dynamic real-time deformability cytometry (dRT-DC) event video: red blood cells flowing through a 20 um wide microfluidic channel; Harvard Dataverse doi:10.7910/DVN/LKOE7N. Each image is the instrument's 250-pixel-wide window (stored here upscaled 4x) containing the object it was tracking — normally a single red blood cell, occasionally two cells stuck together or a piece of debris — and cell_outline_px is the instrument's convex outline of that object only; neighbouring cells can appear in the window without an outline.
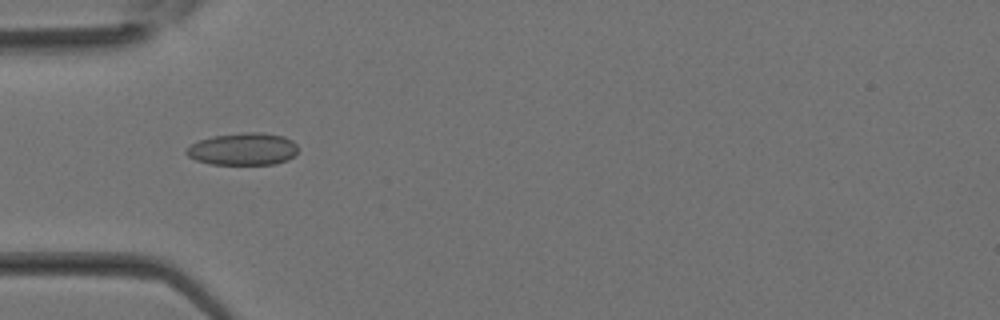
{"species": "Egyptian fruit bat (a non-hibernating species)", "species_latin": "Rousettus aegyptiacus", "temperature_condition": "room temperature", "stored_images_in_passage": 33, "camera_frame_rate_fps": 3000, "um_per_image_px": 0.085, "animal": {"sex": "female"}, "frame": {"image": 1, "passage_image": 10, "time_ms": 3.0, "image_size_px": [1000, 320], "cell_outline_px": [[296, 152], [288, 160], [276, 164], [212, 164], [196, 160], [188, 156], [184, 152], [192, 144], [200, 140], [212, 136], [244, 132], [260, 132], [284, 136], [292, 140], [296, 144]], "centroid_in_image_um": [20.66, 12.66], "position_along_channel_um": 64.3, "area_um2": 20.92}}
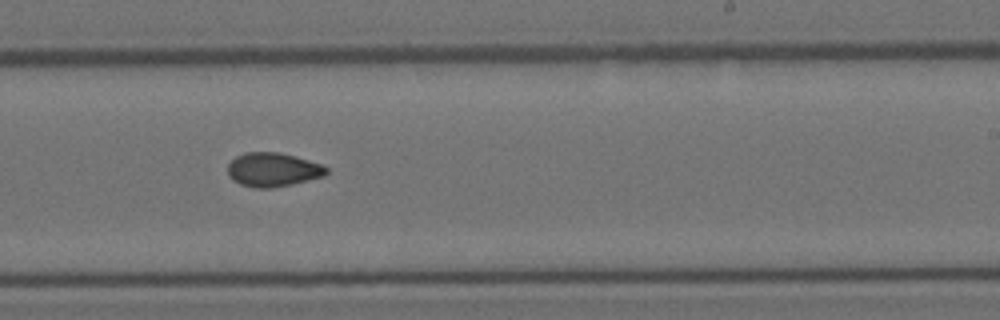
{"frame": {"image": 2, "passage_image": 20, "time_ms": 6.333, "image_size_px": [1000, 320], "cell_outline_px": [[328, 172], [324, 176], [292, 184], [272, 188], [256, 188], [240, 184], [232, 180], [228, 176], [228, 164], [236, 156], [244, 152], [280, 152], [324, 164], [328, 168]], "centroid_in_image_um": [23.2, 14.42], "position_along_channel_um": 265.8, "area_um2": 19.71}}
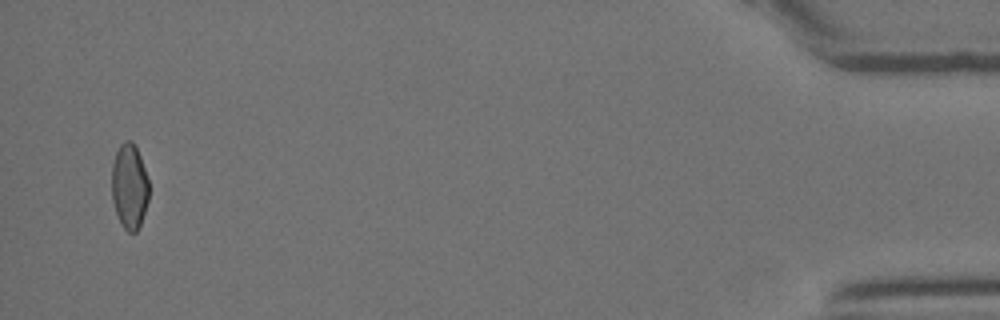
{"frame": {"image": 3, "passage_image": 32, "time_ms": 10.333, "image_size_px": [1000, 320], "cell_outline_px": [[148, 200], [140, 224], [136, 232], [128, 232], [120, 224], [112, 200], [112, 164], [116, 152], [120, 144], [124, 140], [132, 140], [140, 156], [148, 180]], "centroid_in_image_um": [10.98, 15.83], "position_along_channel_um": 424.2, "area_um2": 18.38}}